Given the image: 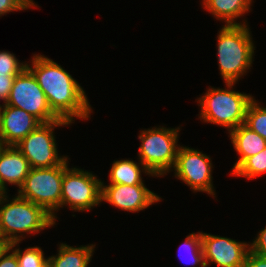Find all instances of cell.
Instances as JSON below:
<instances>
[{
	"label": "cell",
	"instance_id": "f546056e",
	"mask_svg": "<svg viewBox=\"0 0 266 267\" xmlns=\"http://www.w3.org/2000/svg\"><path fill=\"white\" fill-rule=\"evenodd\" d=\"M6 145L3 143V141L0 139V153L2 152V150L4 149Z\"/></svg>",
	"mask_w": 266,
	"mask_h": 267
},
{
	"label": "cell",
	"instance_id": "7c38bea8",
	"mask_svg": "<svg viewBox=\"0 0 266 267\" xmlns=\"http://www.w3.org/2000/svg\"><path fill=\"white\" fill-rule=\"evenodd\" d=\"M161 197L150 191L144 184L123 185L101 182V202L129 212H139L159 202Z\"/></svg>",
	"mask_w": 266,
	"mask_h": 267
},
{
	"label": "cell",
	"instance_id": "484cf974",
	"mask_svg": "<svg viewBox=\"0 0 266 267\" xmlns=\"http://www.w3.org/2000/svg\"><path fill=\"white\" fill-rule=\"evenodd\" d=\"M251 251L266 258V227L262 229L250 244Z\"/></svg>",
	"mask_w": 266,
	"mask_h": 267
},
{
	"label": "cell",
	"instance_id": "30bf717a",
	"mask_svg": "<svg viewBox=\"0 0 266 267\" xmlns=\"http://www.w3.org/2000/svg\"><path fill=\"white\" fill-rule=\"evenodd\" d=\"M211 162L208 155L190 147L180 146L172 171L175 169L174 176L194 192H206L215 197Z\"/></svg>",
	"mask_w": 266,
	"mask_h": 267
},
{
	"label": "cell",
	"instance_id": "5bb4252c",
	"mask_svg": "<svg viewBox=\"0 0 266 267\" xmlns=\"http://www.w3.org/2000/svg\"><path fill=\"white\" fill-rule=\"evenodd\" d=\"M30 170L28 160L16 146H5L0 153V189L6 193L7 183L22 186Z\"/></svg>",
	"mask_w": 266,
	"mask_h": 267
},
{
	"label": "cell",
	"instance_id": "4fadbf2b",
	"mask_svg": "<svg viewBox=\"0 0 266 267\" xmlns=\"http://www.w3.org/2000/svg\"><path fill=\"white\" fill-rule=\"evenodd\" d=\"M40 124L36 117L23 109L3 104L0 139L6 146H15Z\"/></svg>",
	"mask_w": 266,
	"mask_h": 267
},
{
	"label": "cell",
	"instance_id": "cb8c5ba5",
	"mask_svg": "<svg viewBox=\"0 0 266 267\" xmlns=\"http://www.w3.org/2000/svg\"><path fill=\"white\" fill-rule=\"evenodd\" d=\"M31 7H37V4L33 0H0V16L13 11L26 10Z\"/></svg>",
	"mask_w": 266,
	"mask_h": 267
},
{
	"label": "cell",
	"instance_id": "4dcf8cb0",
	"mask_svg": "<svg viewBox=\"0 0 266 267\" xmlns=\"http://www.w3.org/2000/svg\"><path fill=\"white\" fill-rule=\"evenodd\" d=\"M1 120H2V106L0 105V131H1Z\"/></svg>",
	"mask_w": 266,
	"mask_h": 267
},
{
	"label": "cell",
	"instance_id": "d6a6232c",
	"mask_svg": "<svg viewBox=\"0 0 266 267\" xmlns=\"http://www.w3.org/2000/svg\"><path fill=\"white\" fill-rule=\"evenodd\" d=\"M3 195V191L0 189V197Z\"/></svg>",
	"mask_w": 266,
	"mask_h": 267
},
{
	"label": "cell",
	"instance_id": "f1b7e54d",
	"mask_svg": "<svg viewBox=\"0 0 266 267\" xmlns=\"http://www.w3.org/2000/svg\"><path fill=\"white\" fill-rule=\"evenodd\" d=\"M6 246L7 244L2 239H0V253L4 250Z\"/></svg>",
	"mask_w": 266,
	"mask_h": 267
},
{
	"label": "cell",
	"instance_id": "6da1fadb",
	"mask_svg": "<svg viewBox=\"0 0 266 267\" xmlns=\"http://www.w3.org/2000/svg\"><path fill=\"white\" fill-rule=\"evenodd\" d=\"M26 67L35 76L46 95L51 110L71 124L74 118L87 120L92 112L87 95L80 84L58 63L44 55L32 57Z\"/></svg>",
	"mask_w": 266,
	"mask_h": 267
},
{
	"label": "cell",
	"instance_id": "d4e9b609",
	"mask_svg": "<svg viewBox=\"0 0 266 267\" xmlns=\"http://www.w3.org/2000/svg\"><path fill=\"white\" fill-rule=\"evenodd\" d=\"M18 74H0V101L5 105L9 99L14 78Z\"/></svg>",
	"mask_w": 266,
	"mask_h": 267
},
{
	"label": "cell",
	"instance_id": "2e32d148",
	"mask_svg": "<svg viewBox=\"0 0 266 267\" xmlns=\"http://www.w3.org/2000/svg\"><path fill=\"white\" fill-rule=\"evenodd\" d=\"M252 0H204L205 10L210 12L217 20H224L225 25H244L246 20L237 22V18L249 12ZM237 22V23H236Z\"/></svg>",
	"mask_w": 266,
	"mask_h": 267
},
{
	"label": "cell",
	"instance_id": "3957f363",
	"mask_svg": "<svg viewBox=\"0 0 266 267\" xmlns=\"http://www.w3.org/2000/svg\"><path fill=\"white\" fill-rule=\"evenodd\" d=\"M249 27L224 25L217 36V57L221 77L225 83H236L251 69L254 43Z\"/></svg>",
	"mask_w": 266,
	"mask_h": 267
},
{
	"label": "cell",
	"instance_id": "7a4b0ae2",
	"mask_svg": "<svg viewBox=\"0 0 266 267\" xmlns=\"http://www.w3.org/2000/svg\"><path fill=\"white\" fill-rule=\"evenodd\" d=\"M8 198L7 192L0 197V238L7 245L20 243L24 233H38L55 225L52 215L43 207L18 194L11 201Z\"/></svg>",
	"mask_w": 266,
	"mask_h": 267
},
{
	"label": "cell",
	"instance_id": "8fae6325",
	"mask_svg": "<svg viewBox=\"0 0 266 267\" xmlns=\"http://www.w3.org/2000/svg\"><path fill=\"white\" fill-rule=\"evenodd\" d=\"M201 243L206 267L210 263L218 267H243L251 250L247 242L203 232H201Z\"/></svg>",
	"mask_w": 266,
	"mask_h": 267
},
{
	"label": "cell",
	"instance_id": "603a6c76",
	"mask_svg": "<svg viewBox=\"0 0 266 267\" xmlns=\"http://www.w3.org/2000/svg\"><path fill=\"white\" fill-rule=\"evenodd\" d=\"M24 68L26 62L20 63L9 51H0V74H19Z\"/></svg>",
	"mask_w": 266,
	"mask_h": 267
},
{
	"label": "cell",
	"instance_id": "ba28073f",
	"mask_svg": "<svg viewBox=\"0 0 266 267\" xmlns=\"http://www.w3.org/2000/svg\"><path fill=\"white\" fill-rule=\"evenodd\" d=\"M101 182L91 172L69 168L67 159L62 179L61 208L67 205L72 211L83 212L101 204Z\"/></svg>",
	"mask_w": 266,
	"mask_h": 267
},
{
	"label": "cell",
	"instance_id": "7402d4cb",
	"mask_svg": "<svg viewBox=\"0 0 266 267\" xmlns=\"http://www.w3.org/2000/svg\"><path fill=\"white\" fill-rule=\"evenodd\" d=\"M18 244L19 242H14L7 246L16 254L19 267H42L48 261L40 247H28L22 252L19 248H14Z\"/></svg>",
	"mask_w": 266,
	"mask_h": 267
},
{
	"label": "cell",
	"instance_id": "5b68a950",
	"mask_svg": "<svg viewBox=\"0 0 266 267\" xmlns=\"http://www.w3.org/2000/svg\"><path fill=\"white\" fill-rule=\"evenodd\" d=\"M179 130L180 127L163 126L141 130L138 159L154 176L161 177L172 171L179 149Z\"/></svg>",
	"mask_w": 266,
	"mask_h": 267
},
{
	"label": "cell",
	"instance_id": "83f0119b",
	"mask_svg": "<svg viewBox=\"0 0 266 267\" xmlns=\"http://www.w3.org/2000/svg\"><path fill=\"white\" fill-rule=\"evenodd\" d=\"M243 267H266V258L261 257L250 250Z\"/></svg>",
	"mask_w": 266,
	"mask_h": 267
},
{
	"label": "cell",
	"instance_id": "8992f818",
	"mask_svg": "<svg viewBox=\"0 0 266 267\" xmlns=\"http://www.w3.org/2000/svg\"><path fill=\"white\" fill-rule=\"evenodd\" d=\"M64 172L65 162L50 168H30L24 183L18 189V195L43 207L56 222L55 211L61 208Z\"/></svg>",
	"mask_w": 266,
	"mask_h": 267
},
{
	"label": "cell",
	"instance_id": "1f68e13d",
	"mask_svg": "<svg viewBox=\"0 0 266 267\" xmlns=\"http://www.w3.org/2000/svg\"><path fill=\"white\" fill-rule=\"evenodd\" d=\"M42 267H50L49 262L47 261Z\"/></svg>",
	"mask_w": 266,
	"mask_h": 267
},
{
	"label": "cell",
	"instance_id": "9a60e30c",
	"mask_svg": "<svg viewBox=\"0 0 266 267\" xmlns=\"http://www.w3.org/2000/svg\"><path fill=\"white\" fill-rule=\"evenodd\" d=\"M239 159L233 166L231 174L249 157L256 155L266 147V140L245 124L228 132Z\"/></svg>",
	"mask_w": 266,
	"mask_h": 267
},
{
	"label": "cell",
	"instance_id": "44dd1931",
	"mask_svg": "<svg viewBox=\"0 0 266 267\" xmlns=\"http://www.w3.org/2000/svg\"><path fill=\"white\" fill-rule=\"evenodd\" d=\"M244 124L266 140V108L260 106L254 98L247 107Z\"/></svg>",
	"mask_w": 266,
	"mask_h": 267
},
{
	"label": "cell",
	"instance_id": "4316f807",
	"mask_svg": "<svg viewBox=\"0 0 266 267\" xmlns=\"http://www.w3.org/2000/svg\"><path fill=\"white\" fill-rule=\"evenodd\" d=\"M12 252V253H11ZM8 246L0 253V267H19L16 254Z\"/></svg>",
	"mask_w": 266,
	"mask_h": 267
},
{
	"label": "cell",
	"instance_id": "9c48e42d",
	"mask_svg": "<svg viewBox=\"0 0 266 267\" xmlns=\"http://www.w3.org/2000/svg\"><path fill=\"white\" fill-rule=\"evenodd\" d=\"M6 105L23 109L41 123H50L60 119L51 110L46 95L27 67L14 78Z\"/></svg>",
	"mask_w": 266,
	"mask_h": 267
},
{
	"label": "cell",
	"instance_id": "e0dca14e",
	"mask_svg": "<svg viewBox=\"0 0 266 267\" xmlns=\"http://www.w3.org/2000/svg\"><path fill=\"white\" fill-rule=\"evenodd\" d=\"M58 248L56 256L48 257L50 267H88L95 244L73 247L61 243Z\"/></svg>",
	"mask_w": 266,
	"mask_h": 267
},
{
	"label": "cell",
	"instance_id": "ac0fdd59",
	"mask_svg": "<svg viewBox=\"0 0 266 267\" xmlns=\"http://www.w3.org/2000/svg\"><path fill=\"white\" fill-rule=\"evenodd\" d=\"M142 172L146 175H154L151 174L150 171H148V169H146V167L140 161L136 163L135 161L129 159L116 160L110 169V184H144V180H142L141 177Z\"/></svg>",
	"mask_w": 266,
	"mask_h": 267
},
{
	"label": "cell",
	"instance_id": "ffe728a7",
	"mask_svg": "<svg viewBox=\"0 0 266 267\" xmlns=\"http://www.w3.org/2000/svg\"><path fill=\"white\" fill-rule=\"evenodd\" d=\"M183 250L189 255L188 259L183 256V259L180 252ZM178 256L182 260H184L185 264L188 265H196L200 263L201 267H206L204 262V255H203V249H202V243H201V232L199 233H191L185 238V242L179 247L178 250ZM187 259V260H186Z\"/></svg>",
	"mask_w": 266,
	"mask_h": 267
},
{
	"label": "cell",
	"instance_id": "d6986e66",
	"mask_svg": "<svg viewBox=\"0 0 266 267\" xmlns=\"http://www.w3.org/2000/svg\"><path fill=\"white\" fill-rule=\"evenodd\" d=\"M266 173V147L254 156L247 158L232 175L253 179Z\"/></svg>",
	"mask_w": 266,
	"mask_h": 267
},
{
	"label": "cell",
	"instance_id": "52a82bcc",
	"mask_svg": "<svg viewBox=\"0 0 266 267\" xmlns=\"http://www.w3.org/2000/svg\"><path fill=\"white\" fill-rule=\"evenodd\" d=\"M71 123L59 119L50 123H41L35 130L31 131L17 145V149L28 160L30 168H50L63 164L66 156H59L54 128L70 125Z\"/></svg>",
	"mask_w": 266,
	"mask_h": 267
},
{
	"label": "cell",
	"instance_id": "277c9868",
	"mask_svg": "<svg viewBox=\"0 0 266 267\" xmlns=\"http://www.w3.org/2000/svg\"><path fill=\"white\" fill-rule=\"evenodd\" d=\"M227 89L208 88L207 92L198 98L201 107L199 118L206 123H213L227 130L237 128L245 123L246 110L254 98L250 94L234 91L235 83H225Z\"/></svg>",
	"mask_w": 266,
	"mask_h": 267
}]
</instances>
